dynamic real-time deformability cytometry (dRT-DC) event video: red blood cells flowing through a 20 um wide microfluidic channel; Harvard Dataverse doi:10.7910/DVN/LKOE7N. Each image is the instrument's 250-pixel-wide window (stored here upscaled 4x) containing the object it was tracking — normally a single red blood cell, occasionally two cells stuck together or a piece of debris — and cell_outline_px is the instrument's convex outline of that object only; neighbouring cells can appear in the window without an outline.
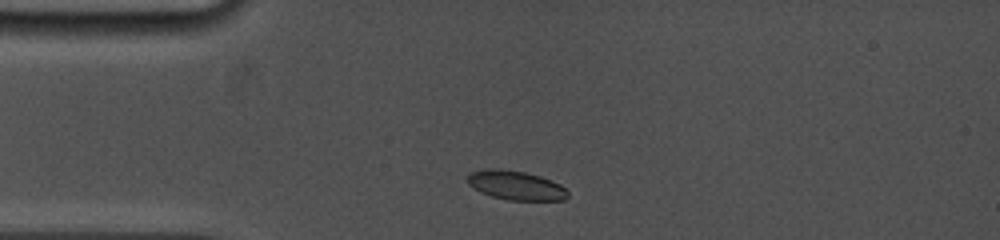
{"species": "common noctule bat (a hibernating species)", "species_latin": "Nyctalus noctula", "temperature_condition": "cold", "stored_images_in_passage": 20, "camera_frame_rate_fps": 5000, "um_per_image_px": 0.085, "animal": {"sex": "female", "body_mass_g": 19.0, "forearm_length_mm": 53.3}, "frame": {"image": 1, "passage_image": 2, "time_ms": 0.4, "image_size_px": [1000, 240], "cell_outline_px": [[568, 196], [564, 200], [508, 200], [492, 196], [480, 192], [468, 184], [468, 176], [472, 172], [488, 168], [500, 168], [524, 172], [540, 176], [560, 184], [568, 192]], "centroid_in_image_um": [43.84, 15.75], "position_along_channel_um": 41.2, "area_um2": 16.94}}
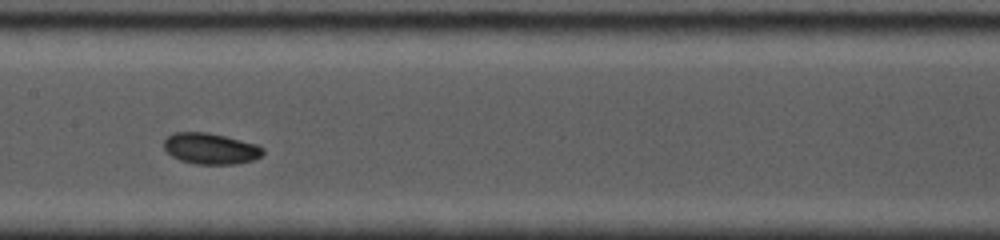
{"frame": {"image": 2, "passage_image": 12, "time_ms": 4.8, "image_size_px": [1000, 240], "cell_outline_px": [[264, 152], [260, 156], [252, 160], [236, 164], [196, 164], [180, 160], [172, 156], [164, 148], [164, 140], [168, 136], [176, 132], [208, 132], [256, 144], [264, 148]], "centroid_in_image_um": [17.89, 12.63], "position_along_channel_um": 189.5, "area_um2": 17.8}}
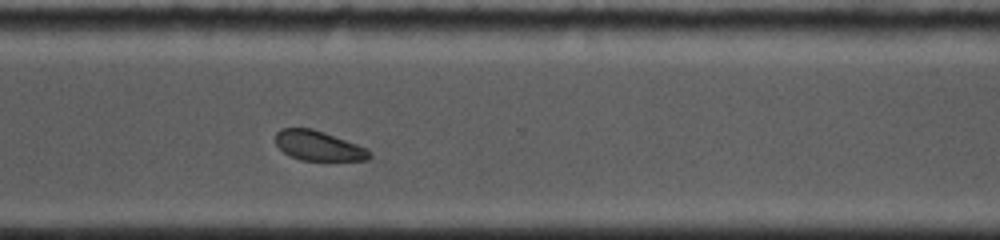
{"frame": {"image": 3, "passage_image": 20, "time_ms": 8.8, "image_size_px": [1000, 240], "cell_outline_px": [[372, 156], [368, 160], [300, 160], [284, 152], [276, 144], [276, 132], [280, 128], [312, 128], [324, 132], [368, 148], [372, 152]], "centroid_in_image_um": [27.1, 12.38], "position_along_channel_um": 343.5, "area_um2": 16.3}}